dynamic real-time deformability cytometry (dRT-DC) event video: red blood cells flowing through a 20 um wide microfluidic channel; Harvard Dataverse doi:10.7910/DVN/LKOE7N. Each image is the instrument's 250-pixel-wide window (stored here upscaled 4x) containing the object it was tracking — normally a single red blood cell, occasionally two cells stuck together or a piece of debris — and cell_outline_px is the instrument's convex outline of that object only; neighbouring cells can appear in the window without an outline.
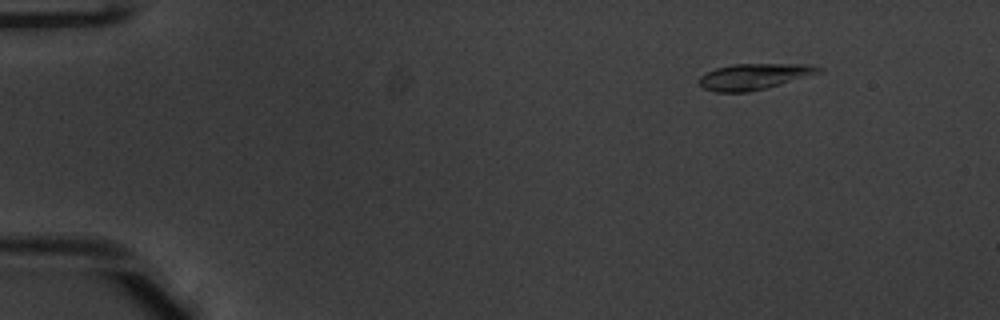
{"species": "common noctule bat (a hibernating species)", "species_latin": "Nyctalus noctula", "temperature_condition": "warm", "stored_images_in_passage": 48, "camera_frame_rate_fps": 3000, "um_per_image_px": 0.085, "animal": {"sex": "male", "body_mass_g": 20.1, "forearm_length_mm": 53.5}, "frame": {"image": 1, "passage_image": 2, "time_ms": 0.333, "image_size_px": [1000, 320], "cell_outline_px": [[824, 72], [780, 84], [748, 92], [716, 92], [704, 88], [700, 84], [700, 76], [716, 68], [732, 64], [812, 64], [824, 68]], "centroid_in_image_um": [64.16, 6.49], "position_along_channel_um": 20.8, "area_um2": 18.03}}
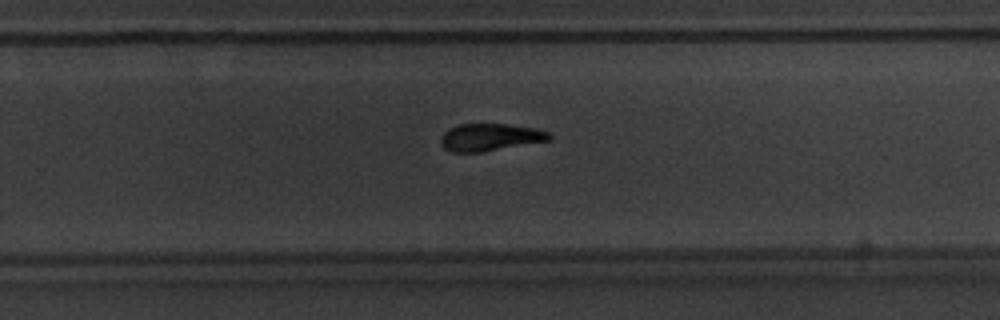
{"frame": {"image": 2, "passage_image": 30, "time_ms": 9.667, "image_size_px": [1000, 320], "cell_outline_px": [[552, 140], [480, 152], [452, 152], [444, 148], [440, 144], [440, 136], [448, 128], [460, 124], [508, 124], [536, 128], [552, 132]], "centroid_in_image_um": [41.68, 11.66], "position_along_channel_um": 288.1, "area_um2": 17.51}}
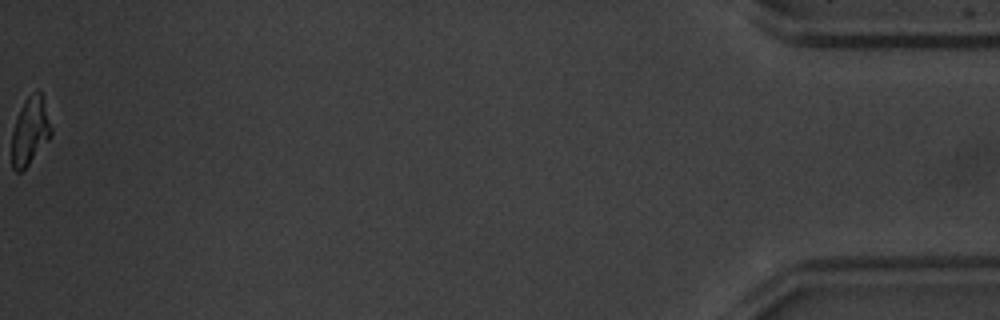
{"frame": {"image": 3, "passage_image": 48, "time_ms": 15.667, "image_size_px": [1000, 320], "cell_outline_px": [[52, 136], [28, 164], [20, 172], [16, 172], [12, 168], [12, 132], [20, 108], [24, 100], [28, 96], [40, 88], [44, 96], [52, 128]], "centroid_in_image_um": [2.58, 11.08], "position_along_channel_um": 432.6, "area_um2": 15.72}, "authors_computed_cell_mechanics": {"area_um2": 17.7446, "velocity_mm_per_s": 3.9394, "shape_relaxation_time_tau1_ms": 3.3771, "shape_relaxation_time_tau2_ms": 4.1727, "deformation_change_tau1": 0.19, "deformation_change_tau2": 0.1374}}